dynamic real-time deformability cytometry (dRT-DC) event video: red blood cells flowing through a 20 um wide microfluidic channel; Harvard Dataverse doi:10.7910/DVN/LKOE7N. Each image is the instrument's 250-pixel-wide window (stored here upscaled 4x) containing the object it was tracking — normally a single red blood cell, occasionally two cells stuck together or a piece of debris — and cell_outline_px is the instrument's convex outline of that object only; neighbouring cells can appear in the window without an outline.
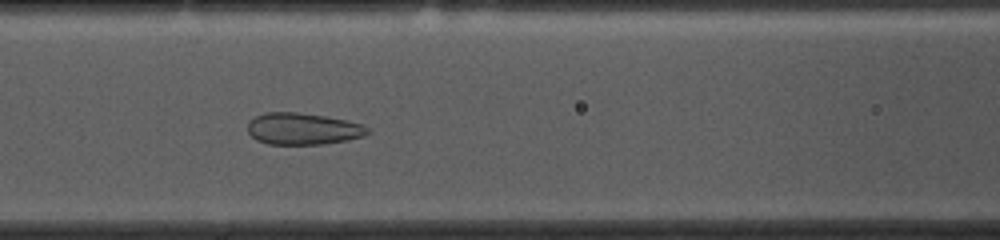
{"species": "common noctule bat (a hibernating species)", "species_latin": "Nyctalus noctula", "temperature_condition": "cold", "stored_images_in_passage": 53, "camera_frame_rate_fps": 3000, "um_per_image_px": 0.085, "animal": {"sex": "female", "body_mass_g": 10.0, "forearm_length_mm": 53.1}, "frame": {"image": 1, "passage_image": 21, "time_ms": 6.667, "image_size_px": [1000, 240], "cell_outline_px": [[372, 132], [364, 136], [348, 140], [320, 144], [268, 144], [256, 140], [248, 132], [248, 120], [256, 116], [268, 112], [296, 112], [324, 116], [348, 120], [364, 124]], "centroid_in_image_um": [25.77, 10.95], "position_along_channel_um": 140.8, "area_um2": 22.31}}
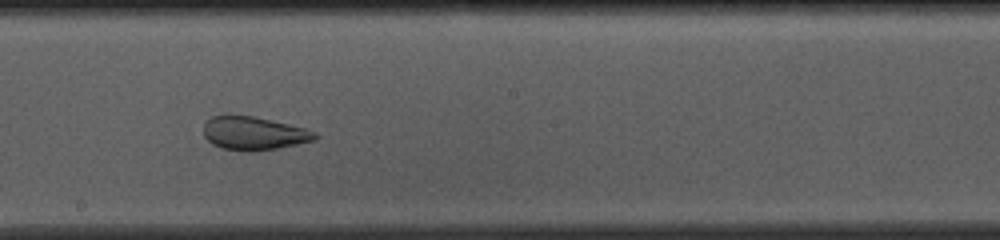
{"frame": {"image": 2, "passage_image": 28, "time_ms": 9.0, "image_size_px": [1000, 240], "cell_outline_px": [[316, 140], [256, 152], [248, 152], [220, 148], [212, 144], [204, 136], [204, 124], [212, 116], [228, 112], [252, 116], [288, 124], [304, 128], [316, 132]], "centroid_in_image_um": [21.51, 11.31], "position_along_channel_um": 226.7, "area_um2": 22.02}}
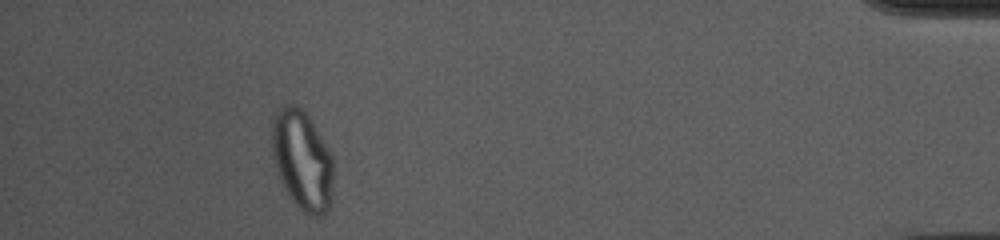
{"frame": {"image": 3, "passage_image": 48, "time_ms": 15.667, "image_size_px": [1000, 240], "cell_outline_px": [[332, 204], [328, 212], [324, 216], [312, 216], [304, 212], [292, 200], [284, 188], [280, 180], [272, 156], [272, 120], [276, 112], [284, 104], [296, 104], [308, 116], [328, 148], [332, 156]], "centroid_in_image_um": [25.69, 13.64], "position_along_channel_um": 409.5, "area_um2": 35.78}, "authors_computed_cell_mechanics": {"area_um2": 29.3046, "velocity_mm_per_s": 3.6904, "shape_relaxation_time_tau1_ms": null, "shape_relaxation_time_tau2_ms": 0.8963, "deformation_change_tau1": null, "deformation_change_tau2": 0.0736}}